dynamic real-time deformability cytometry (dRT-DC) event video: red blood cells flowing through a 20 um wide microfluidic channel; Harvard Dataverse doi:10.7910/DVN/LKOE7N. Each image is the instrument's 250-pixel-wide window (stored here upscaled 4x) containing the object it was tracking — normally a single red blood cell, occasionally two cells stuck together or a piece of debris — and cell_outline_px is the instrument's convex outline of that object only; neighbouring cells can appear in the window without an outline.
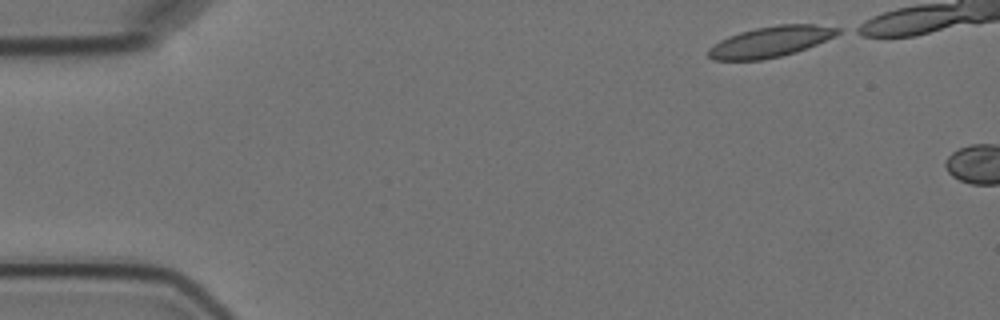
{"species": "Egyptian fruit bat (a non-hibernating species)", "species_latin": "Rousettus aegyptiacus", "temperature_condition": "cold", "stored_images_in_passage": 2, "camera_frame_rate_fps": 3000, "um_per_image_px": 0.085, "animal": {"sex": "female"}, "frame": {"image": 1, "passage_image": 1, "time_ms": 0.0, "image_size_px": [1000, 320], "cell_outline_px": [[844, 32], [836, 36], [796, 52], [780, 56], [760, 60], [712, 60], [708, 56], [708, 48], [720, 40], [728, 36], [740, 32], [756, 28], [776, 24], [816, 24], [840, 28]], "centroid_in_image_um": [65.52, 3.54], "position_along_channel_um": 19.5, "area_um2": 23.29}}